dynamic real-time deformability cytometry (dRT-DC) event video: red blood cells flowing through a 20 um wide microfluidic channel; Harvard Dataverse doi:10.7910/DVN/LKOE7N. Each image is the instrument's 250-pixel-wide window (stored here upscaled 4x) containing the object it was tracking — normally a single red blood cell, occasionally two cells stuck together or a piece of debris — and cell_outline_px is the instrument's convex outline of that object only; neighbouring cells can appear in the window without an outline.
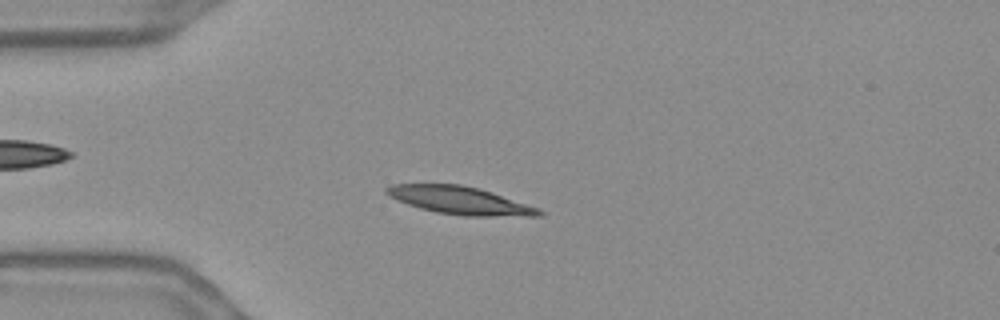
{"species": "Egyptian fruit bat (a non-hibernating species)", "species_latin": "Rousettus aegyptiacus", "temperature_condition": "warm", "stored_images_in_passage": 52, "camera_frame_rate_fps": 3000, "um_per_image_px": 0.085, "frame": {"image": 1, "passage_image": 11, "time_ms": 3.333, "image_size_px": [1000, 320], "cell_outline_px": [[544, 216], [464, 216], [436, 212], [420, 208], [396, 200], [388, 196], [384, 192], [384, 188], [392, 184], [460, 184], [480, 188], [540, 208], [544, 212]], "centroid_in_image_um": [39.11, 17.03], "position_along_channel_um": 45.9, "area_um2": 24.91}}
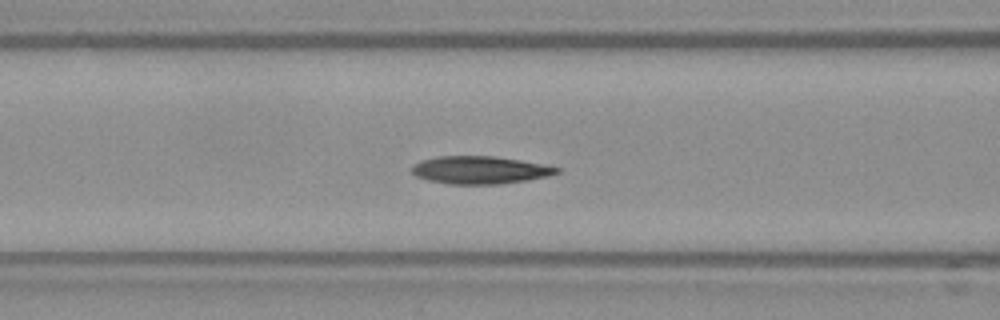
{"frame": {"image": 2, "passage_image": 19, "time_ms": 6.0, "image_size_px": [1000, 320], "cell_outline_px": [[560, 172], [548, 176], [528, 180], [500, 184], [448, 184], [428, 180], [416, 176], [412, 172], [412, 164], [420, 160], [436, 156], [496, 156], [544, 164], [560, 168]], "centroid_in_image_um": [40.78, 14.44], "position_along_channel_um": 125.8, "area_um2": 23.58}}
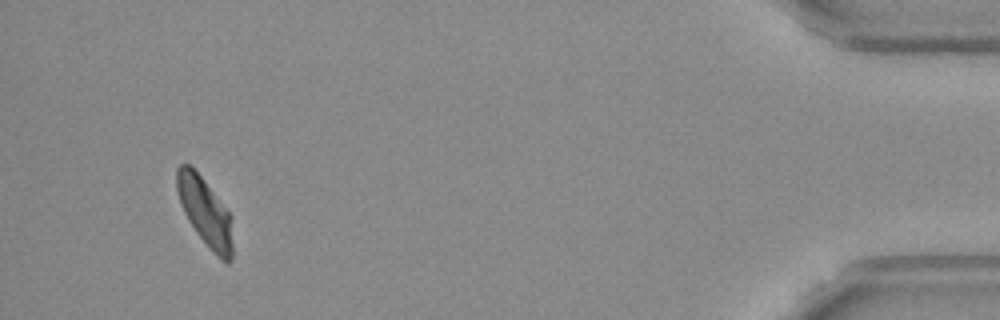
{"frame": {"image": 3, "passage_image": 49, "time_ms": 16.0, "image_size_px": [1000, 320], "cell_outline_px": [[232, 260], [228, 264], [216, 256], [196, 232], [188, 220], [180, 204], [176, 192], [176, 168], [180, 164], [188, 164], [204, 180], [232, 216]], "centroid_in_image_um": [17.43, 18.03], "position_along_channel_um": 417.8, "area_um2": 22.2}, "authors_computed_cell_mechanics": {"area_um2": 23.3512, "velocity_mm_per_s": 3.6578, "shape_relaxation_time_tau1_ms": null, "shape_relaxation_time_tau2_ms": 7.2105, "deformation_change_tau1": null, "deformation_change_tau2": 0.101}}